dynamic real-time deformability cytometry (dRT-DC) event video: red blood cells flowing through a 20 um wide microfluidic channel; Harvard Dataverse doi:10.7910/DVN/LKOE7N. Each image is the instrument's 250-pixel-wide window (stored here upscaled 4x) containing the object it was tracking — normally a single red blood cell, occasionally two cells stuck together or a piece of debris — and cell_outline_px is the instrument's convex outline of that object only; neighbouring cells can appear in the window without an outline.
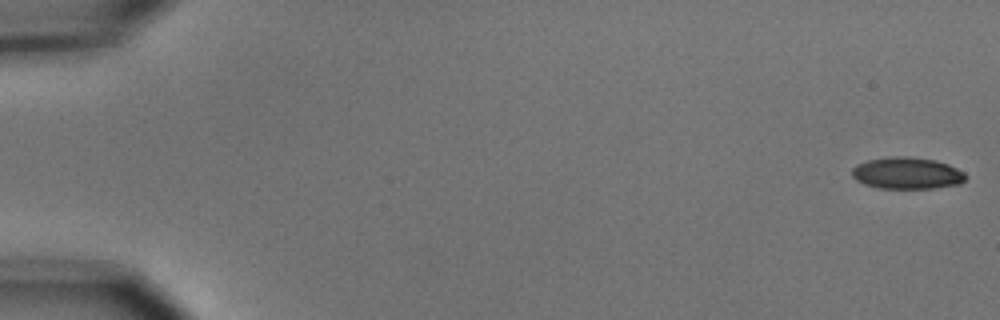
{"species": "common noctule bat (a hibernating species)", "species_latin": "Nyctalus noctula", "temperature_condition": "cold", "stored_images_in_passage": 56, "camera_frame_rate_fps": 3000, "um_per_image_px": 0.085, "animal": {"sex": "male", "body_mass_g": 15.6}, "frame": {"image": 1, "passage_image": 1, "time_ms": 0.0, "image_size_px": [1000, 320], "cell_outline_px": [[968, 176], [960, 184], [932, 188], [876, 188], [864, 184], [856, 180], [852, 176], [852, 168], [856, 164], [868, 160], [888, 156], [912, 156], [936, 160], [948, 164], [964, 172]], "centroid_in_image_um": [77.08, 14.71], "position_along_channel_um": 7.9, "area_um2": 21.27}}
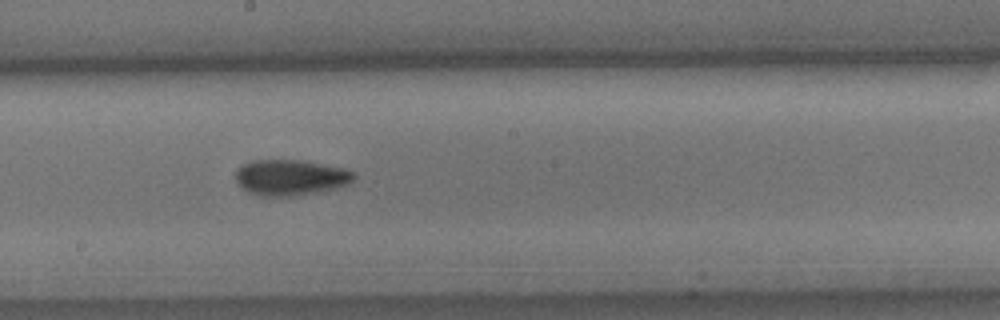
{"frame": {"image": 2, "passage_image": 31, "time_ms": 10.0, "image_size_px": [1000, 320], "cell_outline_px": [[356, 176], [348, 184], [336, 188], [296, 196], [260, 196], [248, 192], [240, 188], [236, 180], [236, 172], [244, 164], [252, 160], [300, 160], [344, 168], [356, 172]], "centroid_in_image_um": [24.7, 15.09], "position_along_channel_um": 223.5, "area_um2": 24.68}}
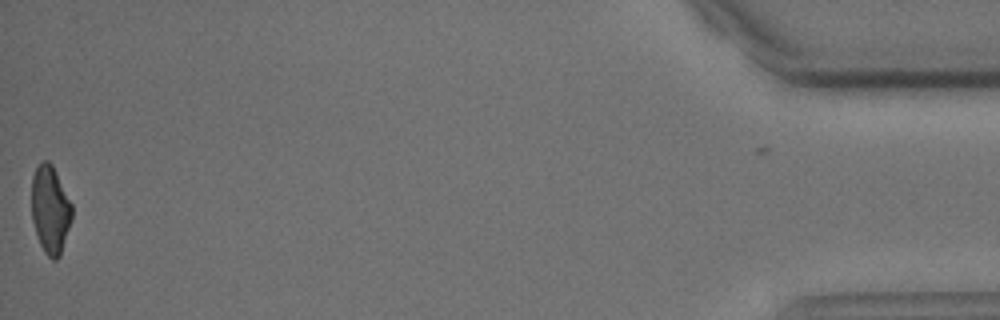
{"frame": {"image": 3, "passage_image": 55, "time_ms": 18.0, "image_size_px": [1000, 320], "cell_outline_px": [[72, 220], [60, 256], [56, 260], [52, 260], [44, 252], [40, 244], [32, 220], [32, 176], [40, 160], [48, 160], [52, 164], [72, 204]], "centroid_in_image_um": [4.28, 17.81], "position_along_channel_um": 430.9, "area_um2": 20.75}, "authors_computed_cell_mechanics": {"area_um2": 22.6287, "velocity_mm_per_s": 3.7015, "shape_relaxation_time_tau1_ms": 3.1655, "shape_relaxation_time_tau2_ms": 3.6461, "deformation_change_tau1": 0.1104, "deformation_change_tau2": 0.0928}}